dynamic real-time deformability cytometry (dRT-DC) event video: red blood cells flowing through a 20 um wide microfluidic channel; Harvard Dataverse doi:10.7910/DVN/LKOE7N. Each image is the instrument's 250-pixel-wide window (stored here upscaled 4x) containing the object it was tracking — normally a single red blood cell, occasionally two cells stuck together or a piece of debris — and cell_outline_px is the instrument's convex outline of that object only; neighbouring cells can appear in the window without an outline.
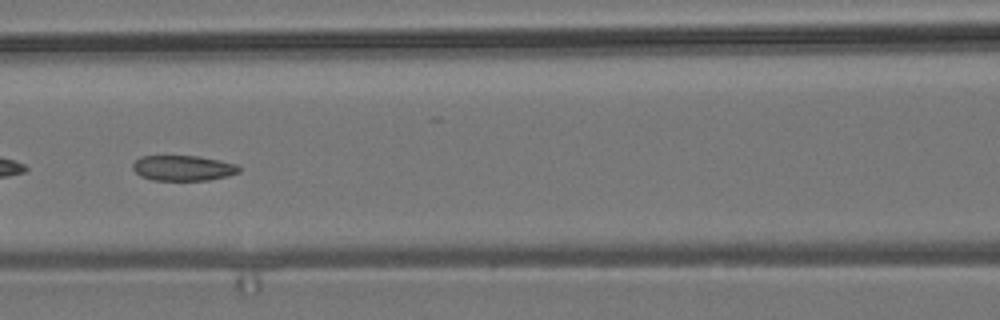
{"species": "common noctule bat (a hibernating species)", "species_latin": "Nyctalus noctula", "temperature_condition": "room temperature", "stored_images_in_passage": 54, "camera_frame_rate_fps": 3000, "um_per_image_px": 0.085, "animal": {"sex": "male", "body_mass_g": 19.2, "forearm_length_mm": 51.8}, "frame": {"image": 1, "passage_image": 24, "time_ms": 7.667, "image_size_px": [1000, 320], "cell_outline_px": [[240, 172], [228, 176], [208, 180], [152, 180], [140, 176], [132, 168], [132, 164], [140, 156], [200, 156], [236, 164], [240, 168]], "centroid_in_image_um": [15.55, 14.28], "position_along_channel_um": 151.0, "area_um2": 15.72}, "authors_computed_cell_mechanics": {"area_um2": 16.5308, "velocity_mm_per_s": 3.7695, "shape_relaxation_time_tau1_ms": null, "shape_relaxation_time_tau2_ms": 3.7982, "deformation_change_tau1": null, "deformation_change_tau2": 0.0959}}